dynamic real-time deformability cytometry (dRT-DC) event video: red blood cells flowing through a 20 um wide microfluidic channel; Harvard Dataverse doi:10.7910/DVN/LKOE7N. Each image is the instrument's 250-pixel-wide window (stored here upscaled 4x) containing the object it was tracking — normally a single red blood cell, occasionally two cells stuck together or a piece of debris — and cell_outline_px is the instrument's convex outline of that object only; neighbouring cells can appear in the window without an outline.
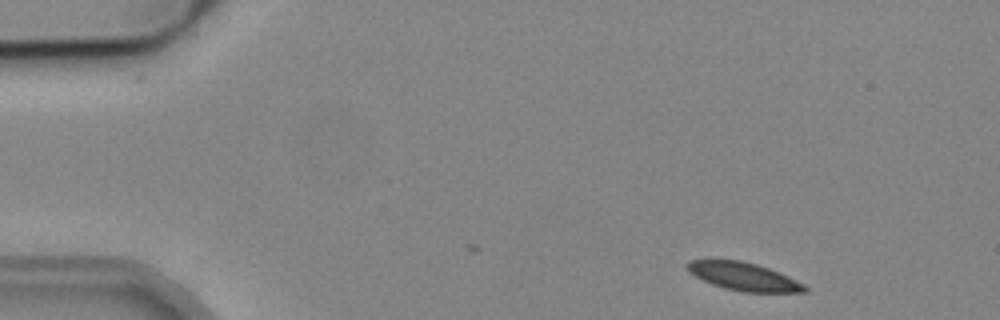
{"species": "common noctule bat (a hibernating species)", "species_latin": "Nyctalus noctula", "temperature_condition": "cold", "stored_images_in_passage": 4, "camera_frame_rate_fps": 3000, "um_per_image_px": 0.085, "animal": {"sex": "male", "body_mass_g": 19.2, "forearm_length_mm": 51.8}, "frame": {"image": 1, "passage_image": 1, "time_ms": 0.0, "image_size_px": [1000, 320], "cell_outline_px": [[808, 292], [744, 292], [724, 288], [712, 284], [696, 276], [688, 268], [688, 264], [692, 260], [740, 260], [756, 264], [780, 272], [804, 284], [808, 288]], "centroid_in_image_um": [63.29, 23.51], "position_along_channel_um": 21.7, "area_um2": 18.84}}